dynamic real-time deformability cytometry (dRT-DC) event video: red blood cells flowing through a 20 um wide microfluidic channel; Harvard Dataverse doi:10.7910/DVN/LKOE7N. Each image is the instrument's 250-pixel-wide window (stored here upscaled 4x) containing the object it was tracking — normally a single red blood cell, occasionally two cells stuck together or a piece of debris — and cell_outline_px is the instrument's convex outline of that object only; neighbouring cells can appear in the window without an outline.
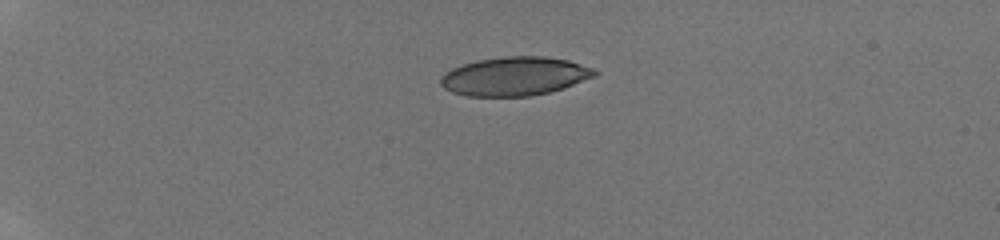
{"species": "human", "species_latin": "Homo sapiens", "temperature_condition": "room temperature", "stored_images_in_passage": 25, "camera_frame_rate_fps": 3000, "um_per_image_px": 0.085, "donor": {"sex": "male"}, "frame": {"image": 1, "passage_image": 1, "time_ms": 0.0, "image_size_px": [1000, 240], "cell_outline_px": [[600, 72], [596, 76], [564, 88], [548, 92], [528, 96], [468, 96], [452, 92], [444, 88], [440, 84], [440, 76], [444, 72], [452, 68], [476, 60], [504, 56], [544, 56], [568, 60], [592, 68]], "centroid_in_image_um": [43.74, 6.48], "position_along_channel_um": 41.3, "area_um2": 34.85}}
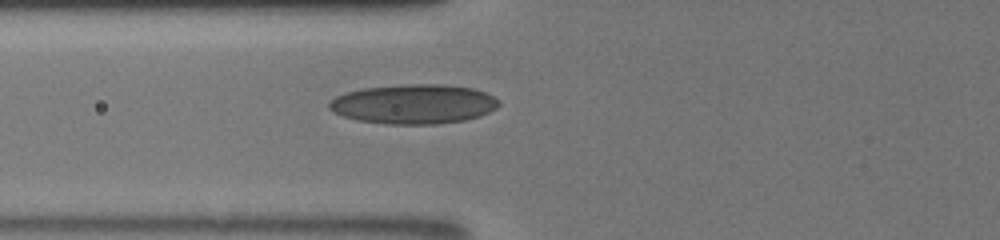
{"frame": {"image": 2, "passage_image": 14, "time_ms": 3.0, "image_size_px": [1000, 240], "cell_outline_px": [[500, 104], [496, 108], [480, 116], [464, 120], [436, 124], [388, 124], [356, 120], [332, 112], [328, 108], [328, 100], [344, 92], [364, 88], [400, 84], [444, 84], [476, 88], [500, 100]], "centroid_in_image_um": [35.14, 8.83], "position_along_channel_um": 90.7, "area_um2": 39.48}}
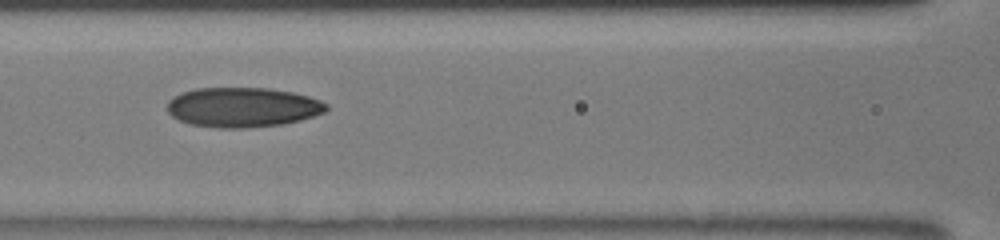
{"frame": {"image": 3, "passage_image": 23, "time_ms": 4.333, "image_size_px": [1000, 240], "cell_outline_px": [[328, 108], [324, 112], [300, 120], [284, 124], [248, 128], [216, 128], [192, 124], [180, 120], [172, 116], [168, 112], [168, 100], [172, 96], [196, 88], [268, 88], [292, 92], [308, 96], [320, 100], [328, 104]], "centroid_in_image_um": [20.63, 9.12], "position_along_channel_um": 146.0, "area_um2": 36.88}}